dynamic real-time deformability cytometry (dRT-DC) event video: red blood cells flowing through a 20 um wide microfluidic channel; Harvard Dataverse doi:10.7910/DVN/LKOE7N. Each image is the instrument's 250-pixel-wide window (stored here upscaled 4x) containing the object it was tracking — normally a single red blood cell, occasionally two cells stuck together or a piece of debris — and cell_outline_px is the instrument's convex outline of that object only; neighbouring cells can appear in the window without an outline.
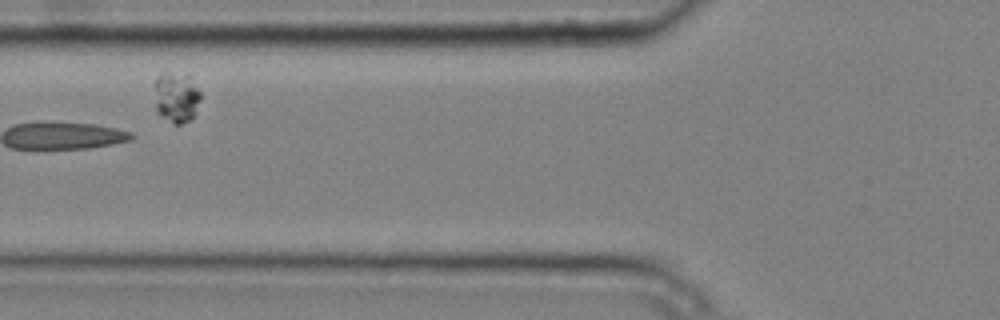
{"species": "common noctule bat (a hibernating species)", "species_latin": "Nyctalus noctula", "temperature_condition": "cold", "stored_images_in_passage": 5, "camera_frame_rate_fps": 3000, "um_per_image_px": 0.085, "animal": {"sex": "male", "body_mass_g": 20.4}, "frame": {"image": 1, "passage_image": 2, "time_ms": 0.333, "image_size_px": [1000, 320], "cell_outline_px": [[200, 100], [192, 116], [188, 120], [180, 124], [172, 124], [160, 116], [156, 112], [152, 84], [156, 76], [164, 68], [188, 76], [200, 92]], "centroid_in_image_um": [14.88, 8.2], "position_along_channel_um": 110.9, "area_um2": 14.16}}
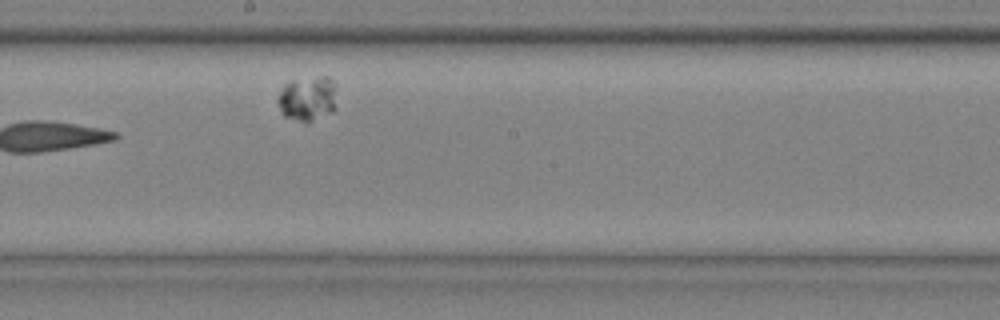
{"frame": {"image": 2, "passage_image": 5, "time_ms": 1.333, "image_size_px": [1000, 320], "cell_outline_px": [[336, 108], [332, 112], [308, 124], [304, 124], [284, 116], [280, 112], [276, 100], [280, 88], [284, 84], [320, 76], [328, 76], [336, 84]], "centroid_in_image_um": [26.15, 8.43], "position_along_channel_um": 222.1, "area_um2": 15.9}}